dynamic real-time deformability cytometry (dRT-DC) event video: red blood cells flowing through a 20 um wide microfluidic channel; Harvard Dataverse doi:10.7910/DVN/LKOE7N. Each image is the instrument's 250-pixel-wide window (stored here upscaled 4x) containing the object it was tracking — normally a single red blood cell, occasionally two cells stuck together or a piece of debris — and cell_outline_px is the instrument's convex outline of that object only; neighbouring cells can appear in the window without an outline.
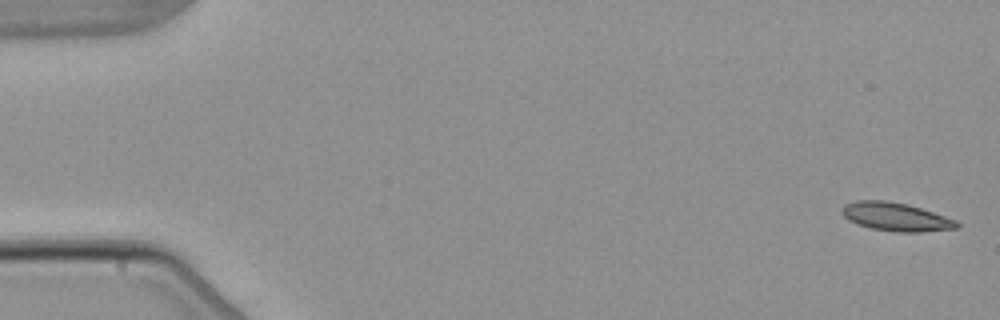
{"species": "common noctule bat (a hibernating species)", "species_latin": "Nyctalus noctula", "temperature_condition": "warm", "stored_images_in_passage": 4, "camera_frame_rate_fps": 3000, "um_per_image_px": 0.085, "animal": {"sex": "male", "body_mass_g": 21.5, "forearm_length_mm": 52.0}, "frame": {"image": 1, "passage_image": 1, "time_ms": 0.0, "image_size_px": [1000, 320], "cell_outline_px": [[960, 228], [920, 232], [896, 232], [872, 228], [856, 224], [848, 220], [840, 212], [840, 208], [844, 204], [856, 200], [888, 200], [908, 204], [956, 220], [960, 224]], "centroid_in_image_um": [76.11, 18.42], "position_along_channel_um": 8.9, "area_um2": 19.19}}
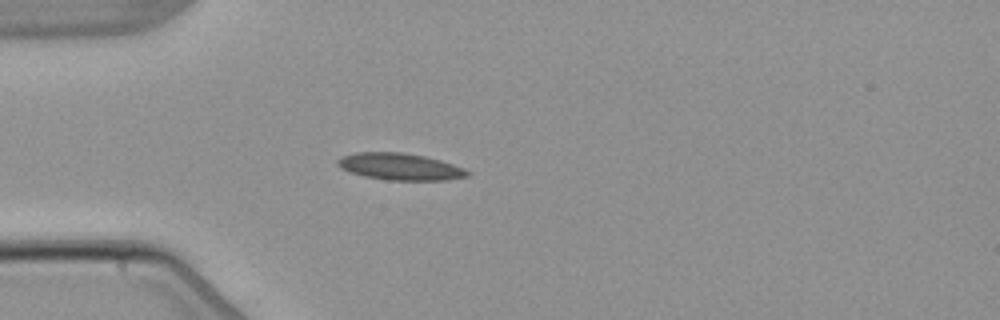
{"frame": {"image": 2, "passage_image": 4, "time_ms": 4.667, "image_size_px": [1000, 320], "cell_outline_px": [[472, 172], [468, 176], [448, 180], [388, 180], [364, 176], [348, 172], [340, 168], [336, 164], [336, 160], [340, 156], [356, 152], [400, 152], [424, 156], [440, 160], [464, 168]], "centroid_in_image_um": [33.97, 14.16], "position_along_channel_um": 51.0, "area_um2": 20.46}}